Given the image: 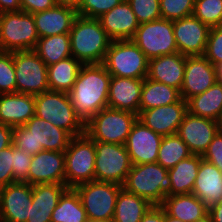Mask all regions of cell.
<instances>
[{
    "instance_id": "obj_45",
    "label": "cell",
    "mask_w": 222,
    "mask_h": 222,
    "mask_svg": "<svg viewBox=\"0 0 222 222\" xmlns=\"http://www.w3.org/2000/svg\"><path fill=\"white\" fill-rule=\"evenodd\" d=\"M202 158L222 172V133L217 132Z\"/></svg>"
},
{
    "instance_id": "obj_44",
    "label": "cell",
    "mask_w": 222,
    "mask_h": 222,
    "mask_svg": "<svg viewBox=\"0 0 222 222\" xmlns=\"http://www.w3.org/2000/svg\"><path fill=\"white\" fill-rule=\"evenodd\" d=\"M13 144L0 151V187L14 183Z\"/></svg>"
},
{
    "instance_id": "obj_22",
    "label": "cell",
    "mask_w": 222,
    "mask_h": 222,
    "mask_svg": "<svg viewBox=\"0 0 222 222\" xmlns=\"http://www.w3.org/2000/svg\"><path fill=\"white\" fill-rule=\"evenodd\" d=\"M98 19L112 40H131L139 27L136 16L127 0H123Z\"/></svg>"
},
{
    "instance_id": "obj_52",
    "label": "cell",
    "mask_w": 222,
    "mask_h": 222,
    "mask_svg": "<svg viewBox=\"0 0 222 222\" xmlns=\"http://www.w3.org/2000/svg\"><path fill=\"white\" fill-rule=\"evenodd\" d=\"M217 81L222 82V62L215 65Z\"/></svg>"
},
{
    "instance_id": "obj_51",
    "label": "cell",
    "mask_w": 222,
    "mask_h": 222,
    "mask_svg": "<svg viewBox=\"0 0 222 222\" xmlns=\"http://www.w3.org/2000/svg\"><path fill=\"white\" fill-rule=\"evenodd\" d=\"M82 0H56L57 5H63L78 9Z\"/></svg>"
},
{
    "instance_id": "obj_47",
    "label": "cell",
    "mask_w": 222,
    "mask_h": 222,
    "mask_svg": "<svg viewBox=\"0 0 222 222\" xmlns=\"http://www.w3.org/2000/svg\"><path fill=\"white\" fill-rule=\"evenodd\" d=\"M140 222H165V211L160 205H152Z\"/></svg>"
},
{
    "instance_id": "obj_15",
    "label": "cell",
    "mask_w": 222,
    "mask_h": 222,
    "mask_svg": "<svg viewBox=\"0 0 222 222\" xmlns=\"http://www.w3.org/2000/svg\"><path fill=\"white\" fill-rule=\"evenodd\" d=\"M32 205V185L14 182L0 187V222H26Z\"/></svg>"
},
{
    "instance_id": "obj_26",
    "label": "cell",
    "mask_w": 222,
    "mask_h": 222,
    "mask_svg": "<svg viewBox=\"0 0 222 222\" xmlns=\"http://www.w3.org/2000/svg\"><path fill=\"white\" fill-rule=\"evenodd\" d=\"M77 10L63 5L33 14L39 38L70 33Z\"/></svg>"
},
{
    "instance_id": "obj_49",
    "label": "cell",
    "mask_w": 222,
    "mask_h": 222,
    "mask_svg": "<svg viewBox=\"0 0 222 222\" xmlns=\"http://www.w3.org/2000/svg\"><path fill=\"white\" fill-rule=\"evenodd\" d=\"M21 11L20 0H0V14Z\"/></svg>"
},
{
    "instance_id": "obj_39",
    "label": "cell",
    "mask_w": 222,
    "mask_h": 222,
    "mask_svg": "<svg viewBox=\"0 0 222 222\" xmlns=\"http://www.w3.org/2000/svg\"><path fill=\"white\" fill-rule=\"evenodd\" d=\"M16 92L15 66L13 52L0 53V93Z\"/></svg>"
},
{
    "instance_id": "obj_24",
    "label": "cell",
    "mask_w": 222,
    "mask_h": 222,
    "mask_svg": "<svg viewBox=\"0 0 222 222\" xmlns=\"http://www.w3.org/2000/svg\"><path fill=\"white\" fill-rule=\"evenodd\" d=\"M185 62L186 56L179 52L150 59L147 78L180 91L184 80Z\"/></svg>"
},
{
    "instance_id": "obj_35",
    "label": "cell",
    "mask_w": 222,
    "mask_h": 222,
    "mask_svg": "<svg viewBox=\"0 0 222 222\" xmlns=\"http://www.w3.org/2000/svg\"><path fill=\"white\" fill-rule=\"evenodd\" d=\"M86 211L74 188H67L52 212L51 222H86Z\"/></svg>"
},
{
    "instance_id": "obj_18",
    "label": "cell",
    "mask_w": 222,
    "mask_h": 222,
    "mask_svg": "<svg viewBox=\"0 0 222 222\" xmlns=\"http://www.w3.org/2000/svg\"><path fill=\"white\" fill-rule=\"evenodd\" d=\"M218 132L217 121L187 112L177 134L194 155H203Z\"/></svg>"
},
{
    "instance_id": "obj_50",
    "label": "cell",
    "mask_w": 222,
    "mask_h": 222,
    "mask_svg": "<svg viewBox=\"0 0 222 222\" xmlns=\"http://www.w3.org/2000/svg\"><path fill=\"white\" fill-rule=\"evenodd\" d=\"M212 222H222V200L208 209Z\"/></svg>"
},
{
    "instance_id": "obj_34",
    "label": "cell",
    "mask_w": 222,
    "mask_h": 222,
    "mask_svg": "<svg viewBox=\"0 0 222 222\" xmlns=\"http://www.w3.org/2000/svg\"><path fill=\"white\" fill-rule=\"evenodd\" d=\"M33 50L47 66L56 64L72 56L70 34L65 33L39 38Z\"/></svg>"
},
{
    "instance_id": "obj_1",
    "label": "cell",
    "mask_w": 222,
    "mask_h": 222,
    "mask_svg": "<svg viewBox=\"0 0 222 222\" xmlns=\"http://www.w3.org/2000/svg\"><path fill=\"white\" fill-rule=\"evenodd\" d=\"M110 81L111 74L102 63L82 65L68 94L76 115L84 124L108 107Z\"/></svg>"
},
{
    "instance_id": "obj_31",
    "label": "cell",
    "mask_w": 222,
    "mask_h": 222,
    "mask_svg": "<svg viewBox=\"0 0 222 222\" xmlns=\"http://www.w3.org/2000/svg\"><path fill=\"white\" fill-rule=\"evenodd\" d=\"M82 63L73 56L48 66L47 78L49 91L68 93L78 77Z\"/></svg>"
},
{
    "instance_id": "obj_37",
    "label": "cell",
    "mask_w": 222,
    "mask_h": 222,
    "mask_svg": "<svg viewBox=\"0 0 222 222\" xmlns=\"http://www.w3.org/2000/svg\"><path fill=\"white\" fill-rule=\"evenodd\" d=\"M192 15L209 27L222 26V0H195Z\"/></svg>"
},
{
    "instance_id": "obj_42",
    "label": "cell",
    "mask_w": 222,
    "mask_h": 222,
    "mask_svg": "<svg viewBox=\"0 0 222 222\" xmlns=\"http://www.w3.org/2000/svg\"><path fill=\"white\" fill-rule=\"evenodd\" d=\"M203 56L214 66L222 62V26L210 27Z\"/></svg>"
},
{
    "instance_id": "obj_30",
    "label": "cell",
    "mask_w": 222,
    "mask_h": 222,
    "mask_svg": "<svg viewBox=\"0 0 222 222\" xmlns=\"http://www.w3.org/2000/svg\"><path fill=\"white\" fill-rule=\"evenodd\" d=\"M180 99L181 95L178 89L145 78L141 89L139 113L143 110L174 104Z\"/></svg>"
},
{
    "instance_id": "obj_56",
    "label": "cell",
    "mask_w": 222,
    "mask_h": 222,
    "mask_svg": "<svg viewBox=\"0 0 222 222\" xmlns=\"http://www.w3.org/2000/svg\"><path fill=\"white\" fill-rule=\"evenodd\" d=\"M86 222H114L113 219L110 220H87Z\"/></svg>"
},
{
    "instance_id": "obj_32",
    "label": "cell",
    "mask_w": 222,
    "mask_h": 222,
    "mask_svg": "<svg viewBox=\"0 0 222 222\" xmlns=\"http://www.w3.org/2000/svg\"><path fill=\"white\" fill-rule=\"evenodd\" d=\"M187 104L191 114L217 120L222 112V82L216 81L202 94L191 97Z\"/></svg>"
},
{
    "instance_id": "obj_57",
    "label": "cell",
    "mask_w": 222,
    "mask_h": 222,
    "mask_svg": "<svg viewBox=\"0 0 222 222\" xmlns=\"http://www.w3.org/2000/svg\"><path fill=\"white\" fill-rule=\"evenodd\" d=\"M3 52V49H2V44H1V37H0V53Z\"/></svg>"
},
{
    "instance_id": "obj_43",
    "label": "cell",
    "mask_w": 222,
    "mask_h": 222,
    "mask_svg": "<svg viewBox=\"0 0 222 222\" xmlns=\"http://www.w3.org/2000/svg\"><path fill=\"white\" fill-rule=\"evenodd\" d=\"M32 155L24 153L13 145V177L14 182H27Z\"/></svg>"
},
{
    "instance_id": "obj_16",
    "label": "cell",
    "mask_w": 222,
    "mask_h": 222,
    "mask_svg": "<svg viewBox=\"0 0 222 222\" xmlns=\"http://www.w3.org/2000/svg\"><path fill=\"white\" fill-rule=\"evenodd\" d=\"M162 138L137 119L125 143L132 165L155 163Z\"/></svg>"
},
{
    "instance_id": "obj_13",
    "label": "cell",
    "mask_w": 222,
    "mask_h": 222,
    "mask_svg": "<svg viewBox=\"0 0 222 222\" xmlns=\"http://www.w3.org/2000/svg\"><path fill=\"white\" fill-rule=\"evenodd\" d=\"M95 180L123 185L131 170L125 145L95 142Z\"/></svg>"
},
{
    "instance_id": "obj_4",
    "label": "cell",
    "mask_w": 222,
    "mask_h": 222,
    "mask_svg": "<svg viewBox=\"0 0 222 222\" xmlns=\"http://www.w3.org/2000/svg\"><path fill=\"white\" fill-rule=\"evenodd\" d=\"M122 187L147 199L152 205H160L166 196H171L168 169L157 162L132 165Z\"/></svg>"
},
{
    "instance_id": "obj_36",
    "label": "cell",
    "mask_w": 222,
    "mask_h": 222,
    "mask_svg": "<svg viewBox=\"0 0 222 222\" xmlns=\"http://www.w3.org/2000/svg\"><path fill=\"white\" fill-rule=\"evenodd\" d=\"M193 155L187 144L176 134L163 136L159 151L157 163L165 169L173 168L181 160L187 159Z\"/></svg>"
},
{
    "instance_id": "obj_53",
    "label": "cell",
    "mask_w": 222,
    "mask_h": 222,
    "mask_svg": "<svg viewBox=\"0 0 222 222\" xmlns=\"http://www.w3.org/2000/svg\"><path fill=\"white\" fill-rule=\"evenodd\" d=\"M216 121H217L218 132L222 133V112Z\"/></svg>"
},
{
    "instance_id": "obj_46",
    "label": "cell",
    "mask_w": 222,
    "mask_h": 222,
    "mask_svg": "<svg viewBox=\"0 0 222 222\" xmlns=\"http://www.w3.org/2000/svg\"><path fill=\"white\" fill-rule=\"evenodd\" d=\"M21 10L35 14L53 8L57 5L56 0H20Z\"/></svg>"
},
{
    "instance_id": "obj_12",
    "label": "cell",
    "mask_w": 222,
    "mask_h": 222,
    "mask_svg": "<svg viewBox=\"0 0 222 222\" xmlns=\"http://www.w3.org/2000/svg\"><path fill=\"white\" fill-rule=\"evenodd\" d=\"M16 92L37 95L49 91L45 62L34 50L13 52Z\"/></svg>"
},
{
    "instance_id": "obj_8",
    "label": "cell",
    "mask_w": 222,
    "mask_h": 222,
    "mask_svg": "<svg viewBox=\"0 0 222 222\" xmlns=\"http://www.w3.org/2000/svg\"><path fill=\"white\" fill-rule=\"evenodd\" d=\"M102 64L111 76L147 78L148 59L132 40H113Z\"/></svg>"
},
{
    "instance_id": "obj_3",
    "label": "cell",
    "mask_w": 222,
    "mask_h": 222,
    "mask_svg": "<svg viewBox=\"0 0 222 222\" xmlns=\"http://www.w3.org/2000/svg\"><path fill=\"white\" fill-rule=\"evenodd\" d=\"M71 54L82 64L103 63L113 41L99 19L77 16L70 30Z\"/></svg>"
},
{
    "instance_id": "obj_41",
    "label": "cell",
    "mask_w": 222,
    "mask_h": 222,
    "mask_svg": "<svg viewBox=\"0 0 222 222\" xmlns=\"http://www.w3.org/2000/svg\"><path fill=\"white\" fill-rule=\"evenodd\" d=\"M123 0H82L77 15L86 18L98 19L104 13L109 12Z\"/></svg>"
},
{
    "instance_id": "obj_28",
    "label": "cell",
    "mask_w": 222,
    "mask_h": 222,
    "mask_svg": "<svg viewBox=\"0 0 222 222\" xmlns=\"http://www.w3.org/2000/svg\"><path fill=\"white\" fill-rule=\"evenodd\" d=\"M168 216L183 222H195L208 214V208L192 193L166 196L160 204Z\"/></svg>"
},
{
    "instance_id": "obj_33",
    "label": "cell",
    "mask_w": 222,
    "mask_h": 222,
    "mask_svg": "<svg viewBox=\"0 0 222 222\" xmlns=\"http://www.w3.org/2000/svg\"><path fill=\"white\" fill-rule=\"evenodd\" d=\"M151 206L147 199L122 188L117 196L113 221L140 222Z\"/></svg>"
},
{
    "instance_id": "obj_9",
    "label": "cell",
    "mask_w": 222,
    "mask_h": 222,
    "mask_svg": "<svg viewBox=\"0 0 222 222\" xmlns=\"http://www.w3.org/2000/svg\"><path fill=\"white\" fill-rule=\"evenodd\" d=\"M3 52L33 50L39 39L33 14L24 11L0 14Z\"/></svg>"
},
{
    "instance_id": "obj_48",
    "label": "cell",
    "mask_w": 222,
    "mask_h": 222,
    "mask_svg": "<svg viewBox=\"0 0 222 222\" xmlns=\"http://www.w3.org/2000/svg\"><path fill=\"white\" fill-rule=\"evenodd\" d=\"M13 127L0 123V151L12 145Z\"/></svg>"
},
{
    "instance_id": "obj_40",
    "label": "cell",
    "mask_w": 222,
    "mask_h": 222,
    "mask_svg": "<svg viewBox=\"0 0 222 222\" xmlns=\"http://www.w3.org/2000/svg\"><path fill=\"white\" fill-rule=\"evenodd\" d=\"M139 24L161 18L159 0H127Z\"/></svg>"
},
{
    "instance_id": "obj_11",
    "label": "cell",
    "mask_w": 222,
    "mask_h": 222,
    "mask_svg": "<svg viewBox=\"0 0 222 222\" xmlns=\"http://www.w3.org/2000/svg\"><path fill=\"white\" fill-rule=\"evenodd\" d=\"M131 40L148 60L178 52L173 32V21L167 19L160 18L139 24Z\"/></svg>"
},
{
    "instance_id": "obj_7",
    "label": "cell",
    "mask_w": 222,
    "mask_h": 222,
    "mask_svg": "<svg viewBox=\"0 0 222 222\" xmlns=\"http://www.w3.org/2000/svg\"><path fill=\"white\" fill-rule=\"evenodd\" d=\"M95 141L86 133L74 136L65 152V185L74 188L95 180Z\"/></svg>"
},
{
    "instance_id": "obj_23",
    "label": "cell",
    "mask_w": 222,
    "mask_h": 222,
    "mask_svg": "<svg viewBox=\"0 0 222 222\" xmlns=\"http://www.w3.org/2000/svg\"><path fill=\"white\" fill-rule=\"evenodd\" d=\"M35 116V95L24 93L0 94V123L24 126Z\"/></svg>"
},
{
    "instance_id": "obj_2",
    "label": "cell",
    "mask_w": 222,
    "mask_h": 222,
    "mask_svg": "<svg viewBox=\"0 0 222 222\" xmlns=\"http://www.w3.org/2000/svg\"><path fill=\"white\" fill-rule=\"evenodd\" d=\"M12 144L24 153L35 155L43 150L66 152L72 136L51 122L33 116L24 126L13 128Z\"/></svg>"
},
{
    "instance_id": "obj_19",
    "label": "cell",
    "mask_w": 222,
    "mask_h": 222,
    "mask_svg": "<svg viewBox=\"0 0 222 222\" xmlns=\"http://www.w3.org/2000/svg\"><path fill=\"white\" fill-rule=\"evenodd\" d=\"M187 112V101L181 98L174 104L141 111L138 120L154 132L167 136L177 133L178 127Z\"/></svg>"
},
{
    "instance_id": "obj_6",
    "label": "cell",
    "mask_w": 222,
    "mask_h": 222,
    "mask_svg": "<svg viewBox=\"0 0 222 222\" xmlns=\"http://www.w3.org/2000/svg\"><path fill=\"white\" fill-rule=\"evenodd\" d=\"M137 119L132 112L106 107L85 123V133L95 142L125 145Z\"/></svg>"
},
{
    "instance_id": "obj_27",
    "label": "cell",
    "mask_w": 222,
    "mask_h": 222,
    "mask_svg": "<svg viewBox=\"0 0 222 222\" xmlns=\"http://www.w3.org/2000/svg\"><path fill=\"white\" fill-rule=\"evenodd\" d=\"M209 209L222 200V172L202 159L195 179L193 192Z\"/></svg>"
},
{
    "instance_id": "obj_21",
    "label": "cell",
    "mask_w": 222,
    "mask_h": 222,
    "mask_svg": "<svg viewBox=\"0 0 222 222\" xmlns=\"http://www.w3.org/2000/svg\"><path fill=\"white\" fill-rule=\"evenodd\" d=\"M144 79L111 76L108 107L139 115Z\"/></svg>"
},
{
    "instance_id": "obj_55",
    "label": "cell",
    "mask_w": 222,
    "mask_h": 222,
    "mask_svg": "<svg viewBox=\"0 0 222 222\" xmlns=\"http://www.w3.org/2000/svg\"><path fill=\"white\" fill-rule=\"evenodd\" d=\"M195 222H212V219H211V216L209 214H207L202 219L196 220Z\"/></svg>"
},
{
    "instance_id": "obj_29",
    "label": "cell",
    "mask_w": 222,
    "mask_h": 222,
    "mask_svg": "<svg viewBox=\"0 0 222 222\" xmlns=\"http://www.w3.org/2000/svg\"><path fill=\"white\" fill-rule=\"evenodd\" d=\"M201 155H191L181 160L173 168L168 169L171 182V195L188 194L193 192L195 179L202 160Z\"/></svg>"
},
{
    "instance_id": "obj_20",
    "label": "cell",
    "mask_w": 222,
    "mask_h": 222,
    "mask_svg": "<svg viewBox=\"0 0 222 222\" xmlns=\"http://www.w3.org/2000/svg\"><path fill=\"white\" fill-rule=\"evenodd\" d=\"M65 184V153L43 150L32 155L28 184Z\"/></svg>"
},
{
    "instance_id": "obj_17",
    "label": "cell",
    "mask_w": 222,
    "mask_h": 222,
    "mask_svg": "<svg viewBox=\"0 0 222 222\" xmlns=\"http://www.w3.org/2000/svg\"><path fill=\"white\" fill-rule=\"evenodd\" d=\"M217 81L215 66L202 56H186L181 98L188 101L202 94Z\"/></svg>"
},
{
    "instance_id": "obj_25",
    "label": "cell",
    "mask_w": 222,
    "mask_h": 222,
    "mask_svg": "<svg viewBox=\"0 0 222 222\" xmlns=\"http://www.w3.org/2000/svg\"><path fill=\"white\" fill-rule=\"evenodd\" d=\"M67 188L57 183L32 185V205L26 222H51L52 212Z\"/></svg>"
},
{
    "instance_id": "obj_10",
    "label": "cell",
    "mask_w": 222,
    "mask_h": 222,
    "mask_svg": "<svg viewBox=\"0 0 222 222\" xmlns=\"http://www.w3.org/2000/svg\"><path fill=\"white\" fill-rule=\"evenodd\" d=\"M122 185L90 181L74 187L89 220L113 219L115 205Z\"/></svg>"
},
{
    "instance_id": "obj_54",
    "label": "cell",
    "mask_w": 222,
    "mask_h": 222,
    "mask_svg": "<svg viewBox=\"0 0 222 222\" xmlns=\"http://www.w3.org/2000/svg\"><path fill=\"white\" fill-rule=\"evenodd\" d=\"M165 222H183L179 219H176V218H173L171 216H168L166 213H165Z\"/></svg>"
},
{
    "instance_id": "obj_38",
    "label": "cell",
    "mask_w": 222,
    "mask_h": 222,
    "mask_svg": "<svg viewBox=\"0 0 222 222\" xmlns=\"http://www.w3.org/2000/svg\"><path fill=\"white\" fill-rule=\"evenodd\" d=\"M161 18L179 20L193 14L195 0H159Z\"/></svg>"
},
{
    "instance_id": "obj_5",
    "label": "cell",
    "mask_w": 222,
    "mask_h": 222,
    "mask_svg": "<svg viewBox=\"0 0 222 222\" xmlns=\"http://www.w3.org/2000/svg\"><path fill=\"white\" fill-rule=\"evenodd\" d=\"M35 115L67 131L72 137L85 133V124L76 115L66 92L47 91L35 95Z\"/></svg>"
},
{
    "instance_id": "obj_14",
    "label": "cell",
    "mask_w": 222,
    "mask_h": 222,
    "mask_svg": "<svg viewBox=\"0 0 222 222\" xmlns=\"http://www.w3.org/2000/svg\"><path fill=\"white\" fill-rule=\"evenodd\" d=\"M210 27L191 15L173 21V32L178 52L184 56L205 53Z\"/></svg>"
}]
</instances>
